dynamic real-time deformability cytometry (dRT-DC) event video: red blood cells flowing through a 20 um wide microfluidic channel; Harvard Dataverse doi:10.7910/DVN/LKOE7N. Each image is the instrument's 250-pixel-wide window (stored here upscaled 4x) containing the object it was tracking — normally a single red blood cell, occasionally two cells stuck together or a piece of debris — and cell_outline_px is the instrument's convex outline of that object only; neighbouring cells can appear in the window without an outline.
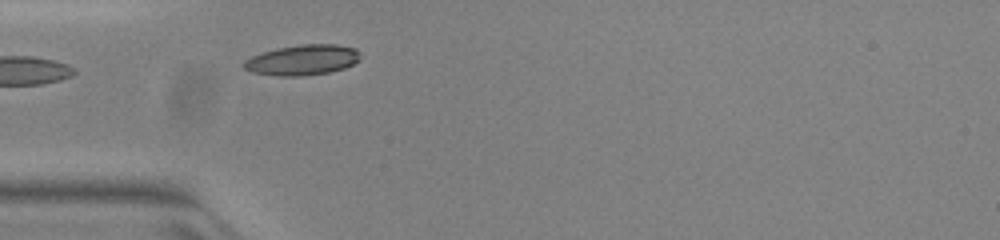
{"species": "common noctule bat (a hibernating species)", "species_latin": "Nyctalus noctula", "temperature_condition": "warm", "stored_images_in_passage": 3, "camera_frame_rate_fps": 3000, "um_per_image_px": 0.085, "animal": {"sex": "female", "body_mass_g": 23.0, "forearm_length_mm": 53.4}, "frame": {"image": 1, "passage_image": 1, "time_ms": 0.0, "image_size_px": [1000, 240], "cell_outline_px": [[360, 60], [344, 68], [328, 72], [300, 76], [280, 76], [252, 72], [244, 68], [240, 64], [244, 60], [252, 56], [276, 48], [300, 44], [336, 44], [356, 48], [360, 52]], "centroid_in_image_um": [25.71, 5.09], "position_along_channel_um": 59.3, "area_um2": 20.69}}